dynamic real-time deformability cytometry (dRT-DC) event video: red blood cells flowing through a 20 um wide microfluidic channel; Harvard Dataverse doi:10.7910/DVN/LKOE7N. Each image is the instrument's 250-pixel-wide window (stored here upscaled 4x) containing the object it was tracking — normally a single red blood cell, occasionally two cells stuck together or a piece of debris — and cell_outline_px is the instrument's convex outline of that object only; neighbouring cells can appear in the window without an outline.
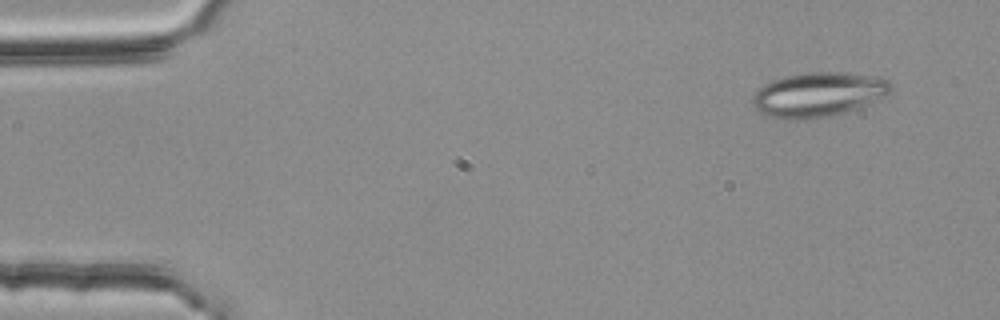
{"species": "common noctule bat (a hibernating species)", "species_latin": "Nyctalus noctula", "temperature_condition": "room temperature", "stored_images_in_passage": 3, "camera_frame_rate_fps": 3000, "um_per_image_px": 0.085, "animal": {"sex": "female", "body_mass_g": 25.1}, "frame": {"image": 1, "passage_image": 1, "time_ms": 0.0, "image_size_px": [1000, 320], "cell_outline_px": [[892, 88], [884, 96], [844, 112], [828, 116], [804, 120], [784, 120], [768, 116], [760, 112], [752, 104], [752, 96], [764, 84], [772, 80], [784, 76], [808, 72], [840, 72], [880, 76], [888, 80], [892, 84]], "centroid_in_image_um": [69.51, 8.03], "position_along_channel_um": 15.5, "area_um2": 35.78}}